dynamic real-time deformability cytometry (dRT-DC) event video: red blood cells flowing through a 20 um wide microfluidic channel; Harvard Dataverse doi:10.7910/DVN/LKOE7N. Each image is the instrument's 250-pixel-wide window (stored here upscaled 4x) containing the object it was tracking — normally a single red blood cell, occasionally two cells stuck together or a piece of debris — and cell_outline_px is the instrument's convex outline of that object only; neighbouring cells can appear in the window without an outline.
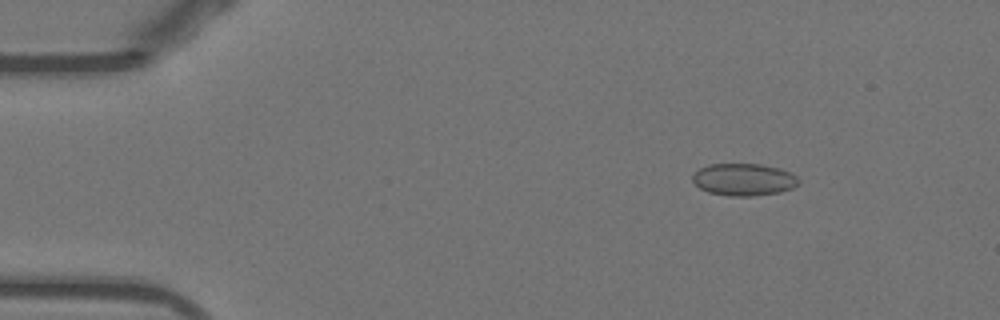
{"species": "Egyptian fruit bat (a non-hibernating species)", "species_latin": "Rousettus aegyptiacus", "temperature_condition": "warm", "stored_images_in_passage": 46, "camera_frame_rate_fps": 3000, "um_per_image_px": 0.085, "animal": {"sex": "female"}, "frame": {"image": 1, "passage_image": 1, "time_ms": 0.0, "image_size_px": [1000, 320], "cell_outline_px": [[800, 184], [792, 188], [780, 192], [752, 196], [728, 196], [708, 192], [700, 188], [692, 180], [692, 176], [700, 168], [708, 164], [760, 164], [780, 168], [796, 176], [800, 180]], "centroid_in_image_um": [63.23, 15.26], "position_along_channel_um": 21.8, "area_um2": 19.94}}
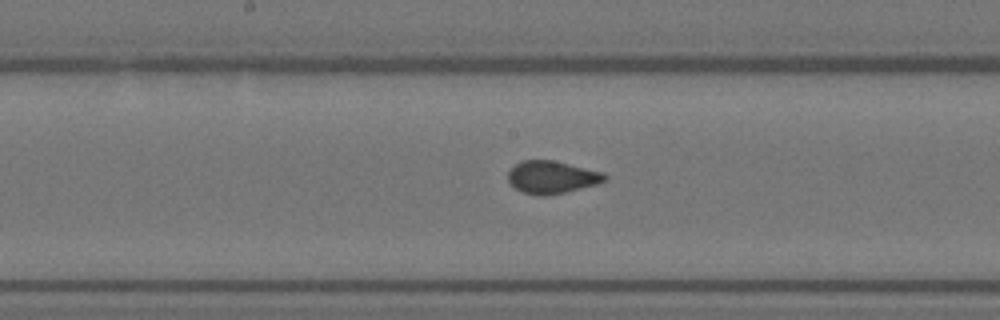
{"frame": {"image": 2, "passage_image": 21, "time_ms": 6.667, "image_size_px": [1000, 320], "cell_outline_px": [[608, 176], [604, 180], [596, 184], [564, 192], [544, 196], [540, 196], [524, 192], [516, 188], [508, 180], [508, 172], [520, 160], [552, 160], [604, 172]], "centroid_in_image_um": [46.9, 15.05], "position_along_channel_um": 201.3, "area_um2": 18.09}}
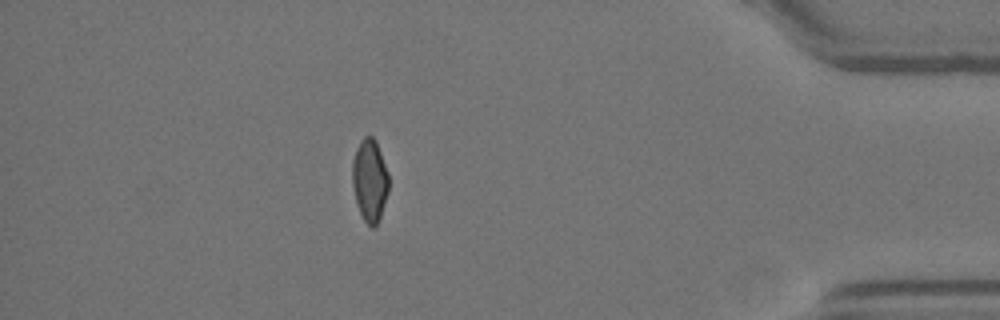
{"frame": {"image": 3, "passage_image": 40, "time_ms": 13.0, "image_size_px": [1000, 320], "cell_outline_px": [[388, 192], [380, 220], [372, 228], [364, 220], [356, 204], [352, 184], [352, 160], [356, 148], [360, 140], [364, 136], [372, 136], [376, 140], [388, 172]], "centroid_in_image_um": [31.42, 15.31], "position_along_channel_um": 403.8, "area_um2": 17.69}, "authors_computed_cell_mechanics": {"area_um2": 18.496, "velocity_mm_per_s": 3.9005, "shape_relaxation_time_tau1_ms": 9.5463, "shape_relaxation_time_tau2_ms": null, "deformation_change_tau1": 0.1848, "deformation_change_tau2": null}}